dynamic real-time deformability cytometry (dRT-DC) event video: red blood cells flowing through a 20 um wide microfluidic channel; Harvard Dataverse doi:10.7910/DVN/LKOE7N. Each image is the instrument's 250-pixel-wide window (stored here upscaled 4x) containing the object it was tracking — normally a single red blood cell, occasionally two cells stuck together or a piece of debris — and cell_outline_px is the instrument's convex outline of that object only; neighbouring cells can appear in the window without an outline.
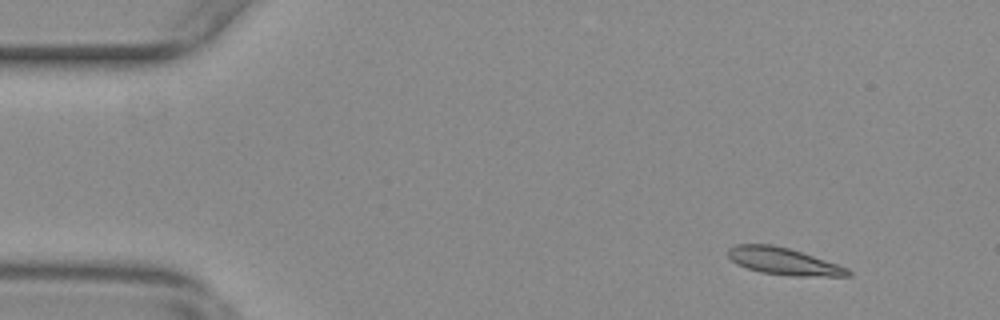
{"species": "common noctule bat (a hibernating species)", "species_latin": "Nyctalus noctula", "temperature_condition": "warm", "stored_images_in_passage": 56, "camera_frame_rate_fps": 3000, "um_per_image_px": 0.085, "animal": {"sex": "female", "body_mass_g": 29.2, "forearm_length_mm": 56.3}, "frame": {"image": 1, "passage_image": 6, "time_ms": 1.667, "image_size_px": [1000, 320], "cell_outline_px": [[852, 276], [788, 276], [760, 272], [736, 264], [728, 256], [728, 248], [736, 244], [772, 244], [788, 248], [848, 268], [852, 272]], "centroid_in_image_um": [66.58, 22.21], "position_along_channel_um": 18.4, "area_um2": 18.79}}
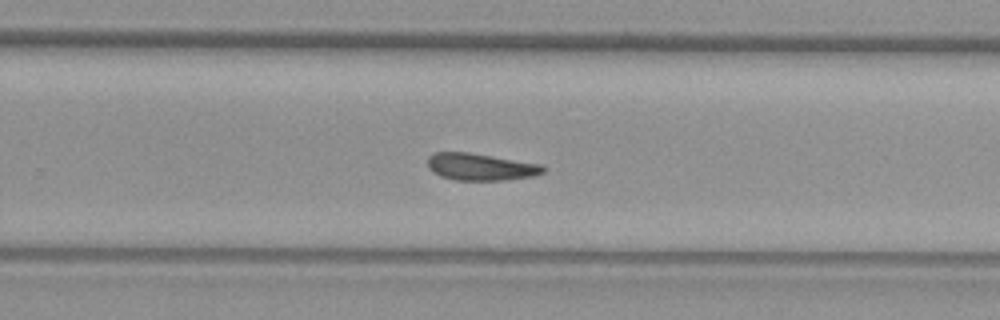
{"frame": {"image": 2, "passage_image": 36, "time_ms": 11.667, "image_size_px": [1000, 320], "cell_outline_px": [[548, 168], [544, 172], [536, 176], [508, 180], [456, 180], [440, 176], [432, 172], [428, 168], [428, 156], [432, 152], [468, 152], [544, 164]], "centroid_in_image_um": [40.9, 14.18], "position_along_channel_um": 288.9, "area_um2": 18.61}}
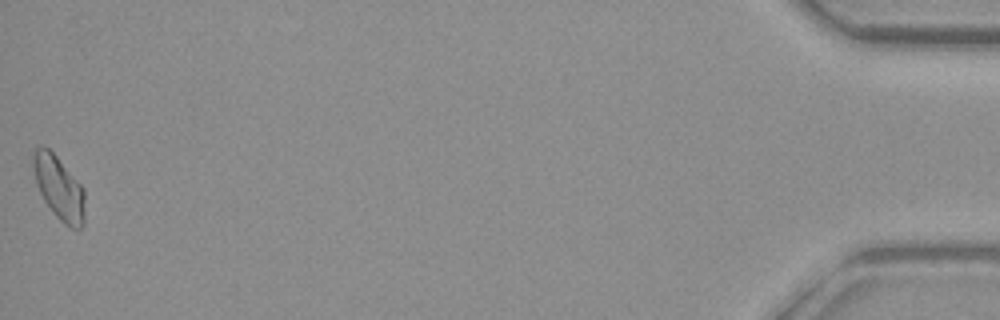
{"frame": {"image": 3, "passage_image": 56, "time_ms": 18.333, "image_size_px": [1000, 320], "cell_outline_px": [[84, 224], [80, 228], [72, 228], [64, 224], [52, 212], [44, 200], [36, 184], [32, 164], [32, 156], [36, 148], [48, 148], [56, 156], [84, 188]], "centroid_in_image_um": [5.01, 15.99], "position_along_channel_um": 430.2, "area_um2": 18.9}, "authors_computed_cell_mechanics": {"area_um2": 18.7561, "velocity_mm_per_s": 3.6763, "shape_relaxation_time_tau1_ms": null, "shape_relaxation_time_tau2_ms": 6.9477, "deformation_change_tau1": null, "deformation_change_tau2": 0.1202}}